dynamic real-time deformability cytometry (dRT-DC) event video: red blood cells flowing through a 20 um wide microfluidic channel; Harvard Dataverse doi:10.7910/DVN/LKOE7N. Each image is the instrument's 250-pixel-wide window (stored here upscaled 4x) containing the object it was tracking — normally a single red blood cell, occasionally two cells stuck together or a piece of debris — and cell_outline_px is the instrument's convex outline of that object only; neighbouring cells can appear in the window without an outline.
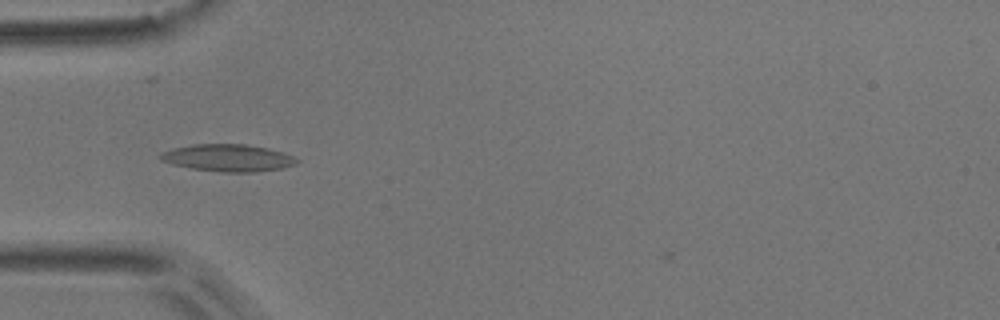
{"species": "common noctule bat (a hibernating species)", "species_latin": "Nyctalus noctula", "temperature_condition": "room temperature", "stored_images_in_passage": 4, "camera_frame_rate_fps": 3000, "um_per_image_px": 0.085, "animal": {"sex": "male", "body_mass_g": 17.9}, "frame": {"image": 1, "passage_image": 2, "time_ms": 0.333, "image_size_px": [1000, 320], "cell_outline_px": [[300, 160], [296, 164], [284, 168], [256, 172], [224, 172], [192, 168], [172, 164], [160, 160], [156, 156], [160, 152], [172, 148], [192, 144], [244, 144], [268, 148], [284, 152]], "centroid_in_image_um": [19.36, 13.41], "position_along_channel_um": 65.6, "area_um2": 21.79}}
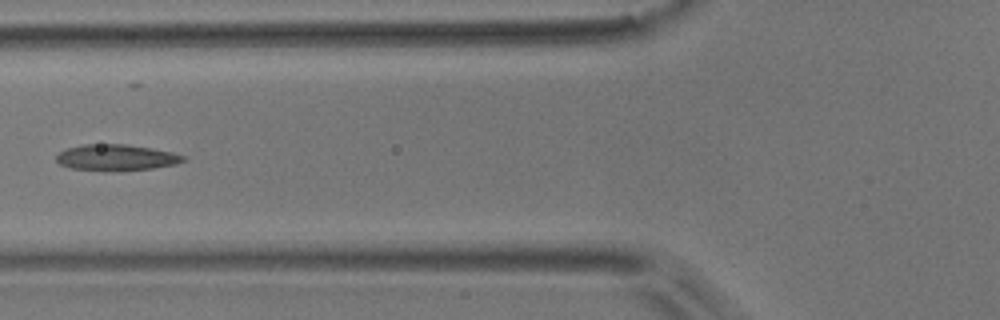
{"frame": {"image": 2, "passage_image": 3, "time_ms": 0.667, "image_size_px": [1000, 320], "cell_outline_px": [[188, 160], [176, 164], [152, 168], [72, 168], [60, 164], [56, 160], [56, 156], [64, 148], [84, 144], [124, 144], [152, 148], [172, 152], [188, 156]], "centroid_in_image_um": [9.94, 13.33], "position_along_channel_um": 115.9, "area_um2": 18.5}}
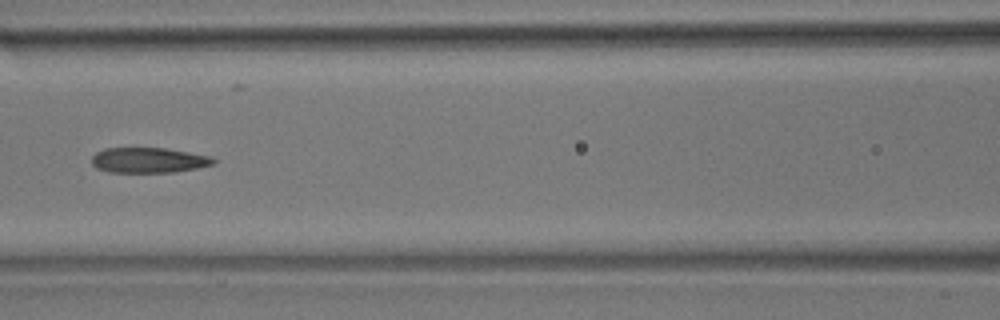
{"frame": {"image": 3, "passage_image": 4, "time_ms": 1.0, "image_size_px": [1000, 320], "cell_outline_px": [[216, 160], [212, 164], [196, 168], [172, 172], [108, 172], [96, 168], [92, 164], [92, 156], [96, 152], [104, 148], [164, 148], [188, 152], [208, 156]], "centroid_in_image_um": [12.56, 13.61], "position_along_channel_um": 154.0, "area_um2": 17.74}}